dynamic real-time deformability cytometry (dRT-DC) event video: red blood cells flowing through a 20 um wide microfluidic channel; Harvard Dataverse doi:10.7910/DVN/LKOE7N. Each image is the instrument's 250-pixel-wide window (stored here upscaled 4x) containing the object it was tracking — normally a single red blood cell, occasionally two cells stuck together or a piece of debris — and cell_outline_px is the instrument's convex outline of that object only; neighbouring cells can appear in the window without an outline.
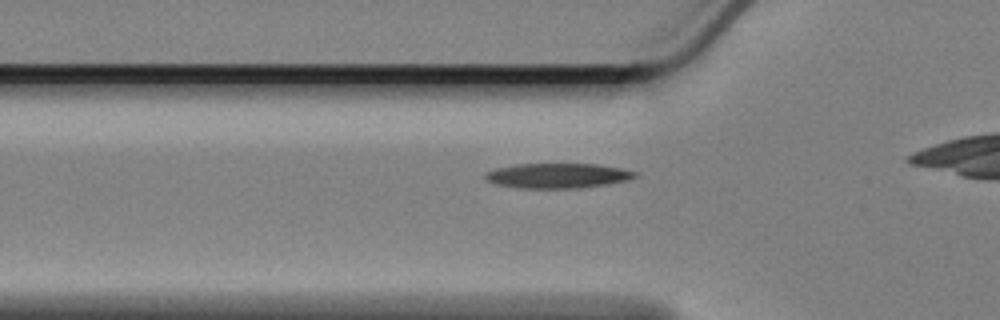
{"species": "Egyptian fruit bat (a non-hibernating species)", "species_latin": "Rousettus aegyptiacus", "temperature_condition": "cold", "stored_images_in_passage": 38, "camera_frame_rate_fps": 3000, "um_per_image_px": 0.085, "animal": {"sex": "female"}, "frame": {"image": 1, "passage_image": 9, "time_ms": 2.667, "image_size_px": [1000, 320], "cell_outline_px": [[636, 176], [628, 180], [604, 184], [576, 188], [516, 188], [496, 184], [484, 180], [484, 172], [496, 168], [516, 164], [596, 164], [620, 168], [636, 172]], "centroid_in_image_um": [47.31, 14.93], "position_along_channel_um": 78.5, "area_um2": 21.68}}
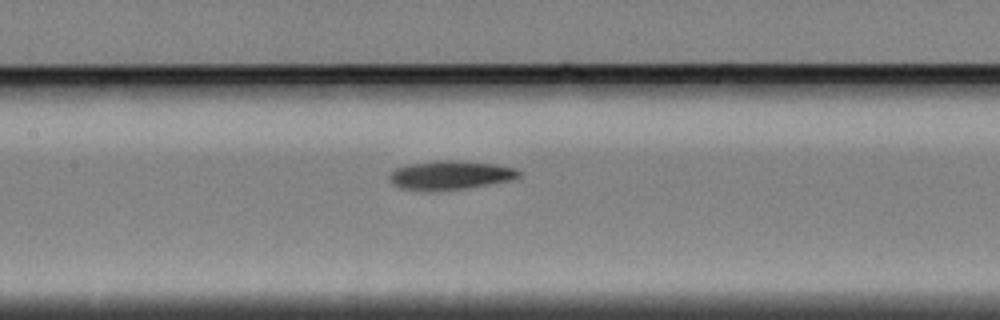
{"frame": {"image": 2, "passage_image": 17, "time_ms": 5.333, "image_size_px": [1000, 320], "cell_outline_px": [[524, 172], [520, 176], [512, 180], [464, 188], [400, 188], [392, 184], [388, 176], [396, 168], [408, 164], [436, 160], [460, 160], [496, 164], [516, 168]], "centroid_in_image_um": [38.35, 14.83], "position_along_channel_um": 169.0, "area_um2": 21.21}}
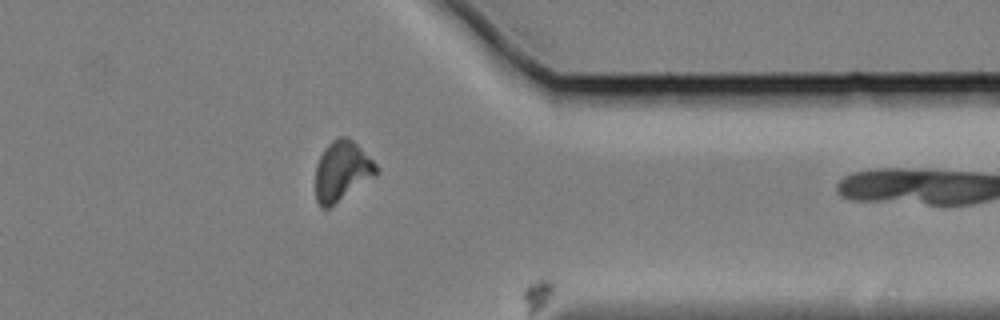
{"frame": {"image": 3, "passage_image": 37, "time_ms": 12.0, "image_size_px": [1000, 320], "cell_outline_px": [[380, 172], [376, 176], [328, 208], [320, 208], [316, 200], [316, 164], [324, 148], [332, 140], [340, 136], [348, 136], [380, 168]], "centroid_in_image_um": [29.07, 14.53], "position_along_channel_um": 382.3, "area_um2": 21.21}}